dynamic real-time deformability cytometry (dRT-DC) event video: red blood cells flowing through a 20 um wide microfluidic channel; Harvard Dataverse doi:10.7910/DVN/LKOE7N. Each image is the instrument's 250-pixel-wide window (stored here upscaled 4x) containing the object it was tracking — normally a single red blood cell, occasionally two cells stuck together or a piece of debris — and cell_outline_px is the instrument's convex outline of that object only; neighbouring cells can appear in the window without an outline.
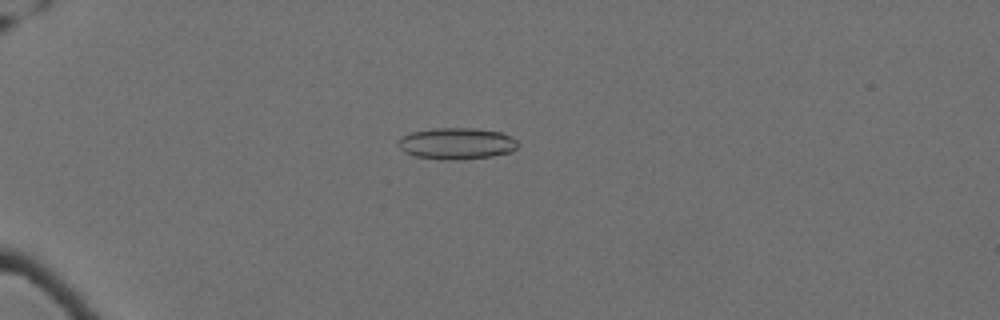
{"species": "Egyptian fruit bat (a non-hibernating species)", "species_latin": "Rousettus aegyptiacus", "temperature_condition": "cold", "stored_images_in_passage": 57, "camera_frame_rate_fps": 3000, "um_per_image_px": 0.085, "animal": {"sex": "female"}, "frame": {"image": 1, "passage_image": 15, "time_ms": 4.667, "image_size_px": [1000, 320], "cell_outline_px": [[520, 144], [512, 152], [492, 156], [460, 160], [440, 160], [416, 156], [404, 152], [396, 144], [404, 136], [412, 132], [432, 128], [476, 128], [500, 132], [512, 136]], "centroid_in_image_um": [38.85, 12.2], "position_along_channel_um": 46.2, "area_um2": 22.2}}
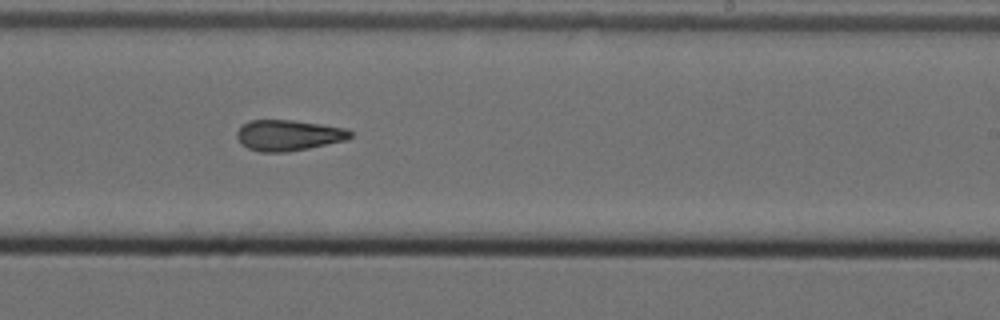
{"frame": {"image": 2, "passage_image": 37, "time_ms": 12.0, "image_size_px": [1000, 320], "cell_outline_px": [[352, 136], [348, 140], [288, 152], [260, 152], [248, 148], [240, 144], [236, 136], [236, 132], [248, 120], [292, 120], [320, 124], [344, 128], [352, 132]], "centroid_in_image_um": [24.5, 11.5], "position_along_channel_um": 264.5, "area_um2": 20.4}}
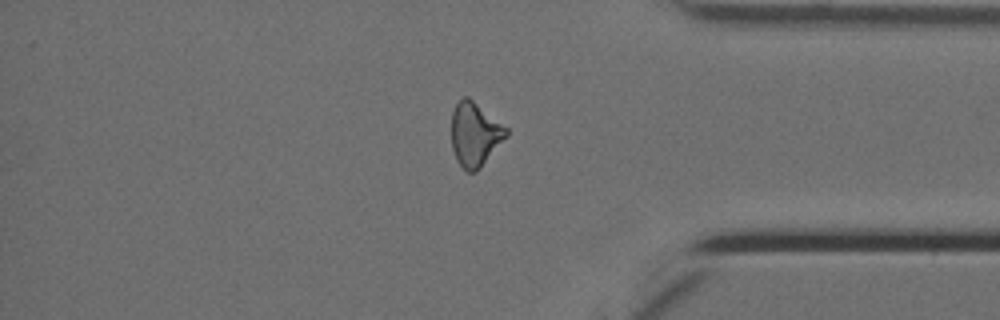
{"frame": {"image": 3, "passage_image": 49, "time_ms": 16.0, "image_size_px": [1000, 320], "cell_outline_px": [[508, 136], [480, 168], [476, 172], [464, 172], [456, 160], [452, 148], [452, 112], [456, 104], [464, 96], [468, 96], [508, 128]], "centroid_in_image_um": [40.37, 11.44], "position_along_channel_um": 394.8, "area_um2": 20.58}, "authors_computed_cell_mechanics": {"area_um2": 20.7502, "velocity_mm_per_s": 3.5163, "shape_relaxation_time_tau1_ms": null, "shape_relaxation_time_tau2_ms": 5.6101, "deformation_change_tau1": null, "deformation_change_tau2": 0.1709}}